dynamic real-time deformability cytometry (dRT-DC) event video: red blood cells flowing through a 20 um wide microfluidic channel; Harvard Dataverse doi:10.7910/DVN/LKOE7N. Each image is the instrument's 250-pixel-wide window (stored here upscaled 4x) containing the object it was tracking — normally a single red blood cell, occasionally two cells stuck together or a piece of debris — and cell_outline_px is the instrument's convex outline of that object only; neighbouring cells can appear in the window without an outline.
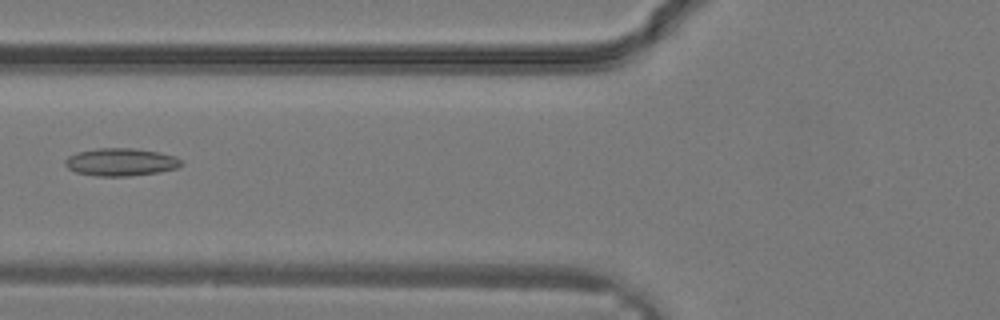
{"species": "common noctule bat (a hibernating species)", "species_latin": "Nyctalus noctula", "temperature_condition": "warm", "stored_images_in_passage": 14, "camera_frame_rate_fps": 3000, "um_per_image_px": 0.085, "animal": {"sex": "male", "body_mass_g": 19.2, "forearm_length_mm": 51.8}, "frame": {"image": 1, "passage_image": 7, "time_ms": 2.0, "image_size_px": [1000, 320], "cell_outline_px": [[184, 164], [176, 168], [160, 172], [128, 176], [96, 176], [76, 172], [68, 168], [64, 164], [64, 160], [68, 156], [76, 152], [96, 148], [132, 148], [156, 152], [176, 156]], "centroid_in_image_um": [10.24, 13.77], "position_along_channel_um": 115.6, "area_um2": 18.79}}
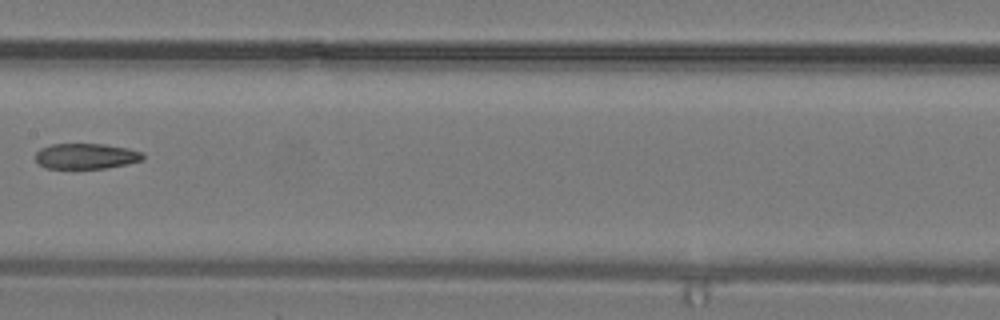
{"frame": {"image": 2, "passage_image": 11, "time_ms": 3.333, "image_size_px": [1000, 320], "cell_outline_px": [[144, 160], [104, 168], [44, 168], [36, 164], [36, 152], [40, 148], [52, 144], [104, 144], [128, 148], [140, 152], [144, 156]], "centroid_in_image_um": [7.26, 13.27], "position_along_channel_um": 200.1, "area_um2": 15.95}}
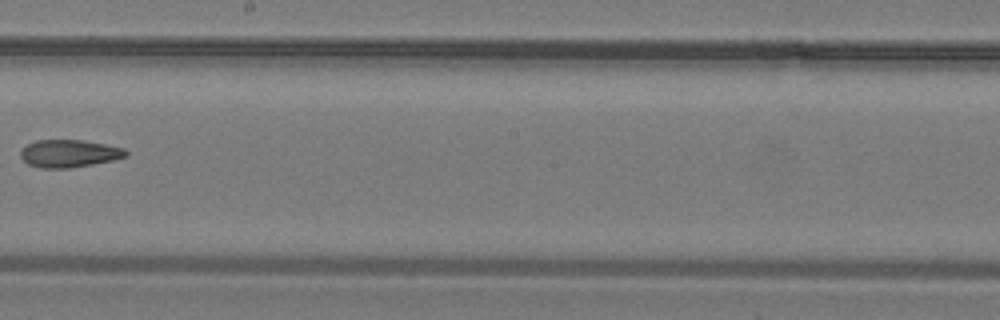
{"frame": {"image": 3, "passage_image": 13, "time_ms": 4.0, "image_size_px": [1000, 320], "cell_outline_px": [[128, 156], [112, 160], [92, 164], [68, 168], [40, 168], [28, 164], [20, 156], [20, 152], [28, 144], [36, 140], [80, 140], [104, 144], [124, 148], [128, 152]], "centroid_in_image_um": [5.88, 13.05], "position_along_channel_um": 242.3, "area_um2": 16.76}}